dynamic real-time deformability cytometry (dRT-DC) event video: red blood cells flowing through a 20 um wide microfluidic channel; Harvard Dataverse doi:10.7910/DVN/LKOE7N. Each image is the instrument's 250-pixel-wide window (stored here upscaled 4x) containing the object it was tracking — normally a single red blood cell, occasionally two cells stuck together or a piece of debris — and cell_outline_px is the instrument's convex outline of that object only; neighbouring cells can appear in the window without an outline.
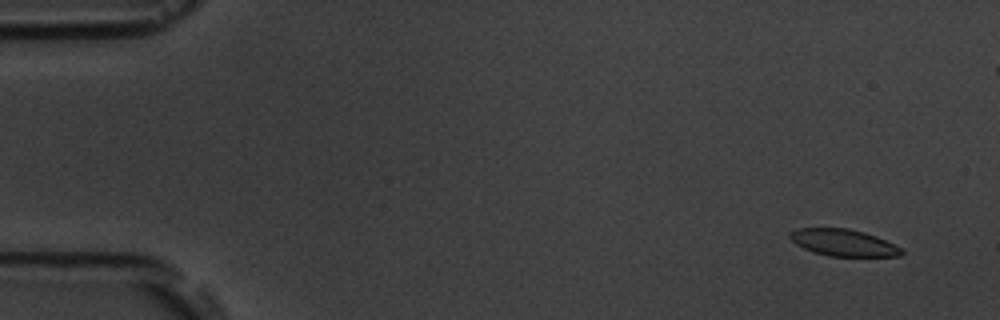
{"species": "common noctule bat (a hibernating species)", "species_latin": "Nyctalus noctula", "temperature_condition": "room temperature", "stored_images_in_passage": 9, "camera_frame_rate_fps": 3000, "um_per_image_px": 0.085, "animal": {"sex": "male", "body_mass_g": 19.5, "forearm_length_mm": 54.6}, "frame": {"image": 1, "passage_image": 2, "time_ms": 1.0, "image_size_px": [1000, 320], "cell_outline_px": [[904, 252], [900, 256], [828, 256], [812, 252], [796, 244], [788, 236], [788, 232], [796, 228], [848, 228], [864, 232], [876, 236], [904, 248]], "centroid_in_image_um": [71.69, 20.62], "position_along_channel_um": 13.3, "area_um2": 17.63}}
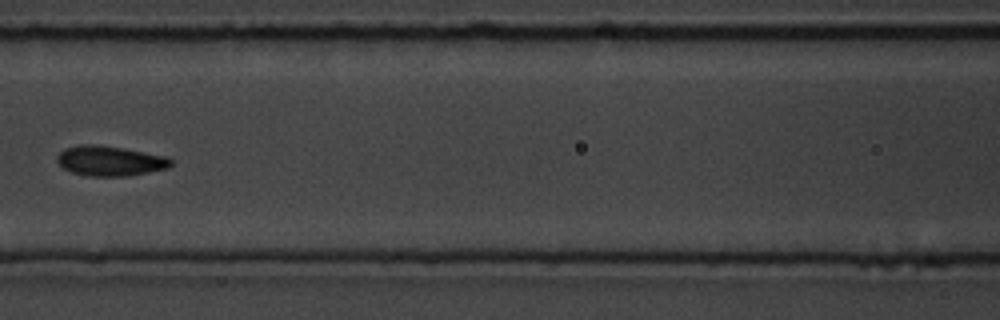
{"frame": {"image": 2, "passage_image": 8, "time_ms": 8.333, "image_size_px": [1000, 320], "cell_outline_px": [[172, 164], [168, 168], [128, 176], [88, 176], [72, 172], [64, 168], [56, 160], [56, 156], [64, 148], [80, 144], [92, 144], [124, 148], [168, 156], [172, 160]], "centroid_in_image_um": [9.36, 13.67], "position_along_channel_um": 157.2, "area_um2": 20.0}}
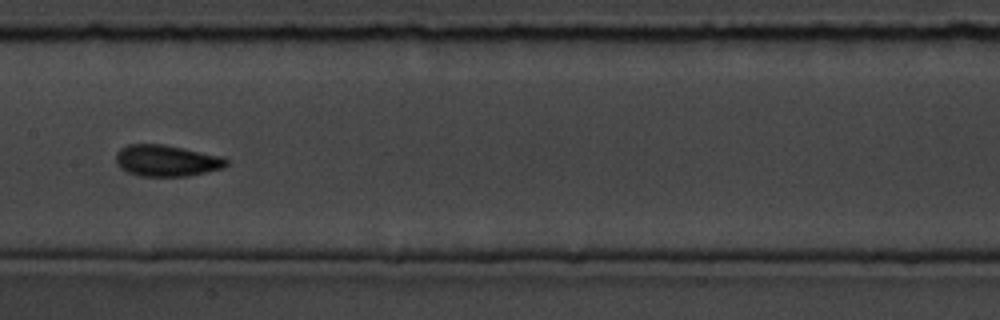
{"frame": {"image": 3, "passage_image": 9, "time_ms": 9.333, "image_size_px": [1000, 320], "cell_outline_px": [[228, 164], [224, 168], [188, 176], [140, 176], [128, 172], [120, 168], [116, 164], [116, 152], [120, 148], [128, 144], [164, 144], [184, 148], [220, 156], [228, 160]], "centroid_in_image_um": [14.14, 13.65], "position_along_channel_um": 193.3, "area_um2": 20.29}}